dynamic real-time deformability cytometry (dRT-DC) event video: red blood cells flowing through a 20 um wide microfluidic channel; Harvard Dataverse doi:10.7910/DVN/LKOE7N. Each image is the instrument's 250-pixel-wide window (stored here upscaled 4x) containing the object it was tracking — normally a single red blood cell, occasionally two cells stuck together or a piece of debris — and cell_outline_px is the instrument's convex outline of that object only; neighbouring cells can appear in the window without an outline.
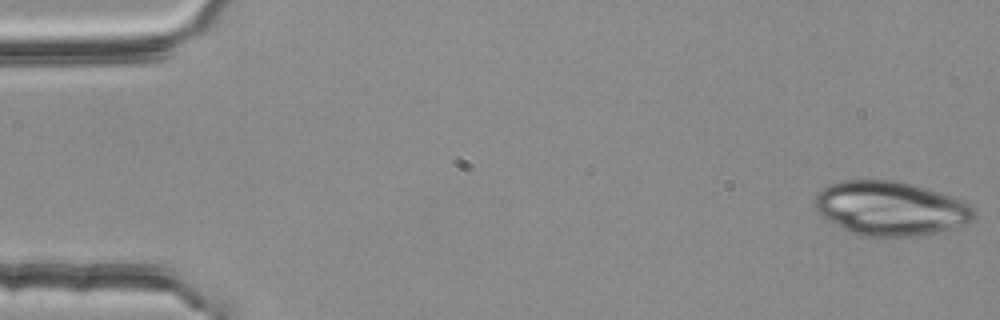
{"species": "common noctule bat (a hibernating species)", "species_latin": "Nyctalus noctula", "temperature_condition": "room temperature", "stored_images_in_passage": 53, "camera_frame_rate_fps": 3000, "um_per_image_px": 0.085, "animal": {"sex": "female", "body_mass_g": 25.1}, "frame": {"image": 1, "passage_image": 1, "time_ms": 0.0, "image_size_px": [1000, 320], "cell_outline_px": [[976, 216], [968, 224], [956, 228], [936, 232], [908, 236], [860, 236], [836, 224], [816, 212], [812, 204], [816, 196], [828, 184], [840, 180], [896, 180], [928, 188], [940, 192], [960, 200], [968, 204], [976, 212]], "centroid_in_image_um": [75.69, 17.7], "position_along_channel_um": 9.3, "area_um2": 50.23}}
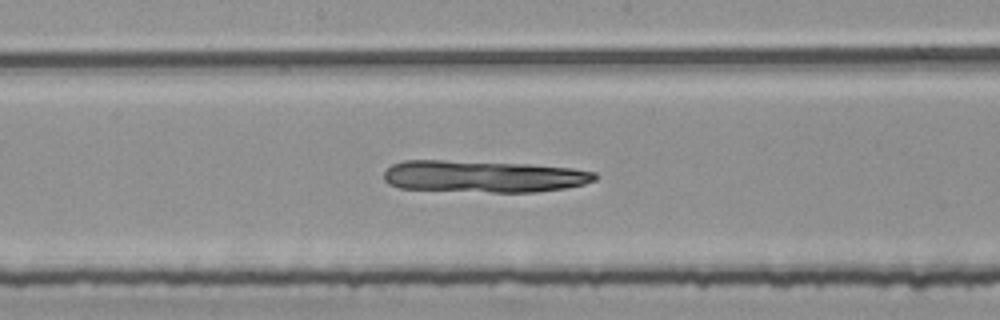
{"frame": {"image": 2, "passage_image": 28, "time_ms": 9.0, "image_size_px": [1000, 320], "cell_outline_px": [[596, 180], [584, 184], [564, 188], [536, 192], [488, 192], [400, 188], [388, 184], [384, 180], [384, 172], [392, 164], [404, 160], [444, 160], [528, 164], [572, 168], [596, 172]], "centroid_in_image_um": [41.08, 14.99], "position_along_channel_um": 207.1, "area_um2": 39.3}}
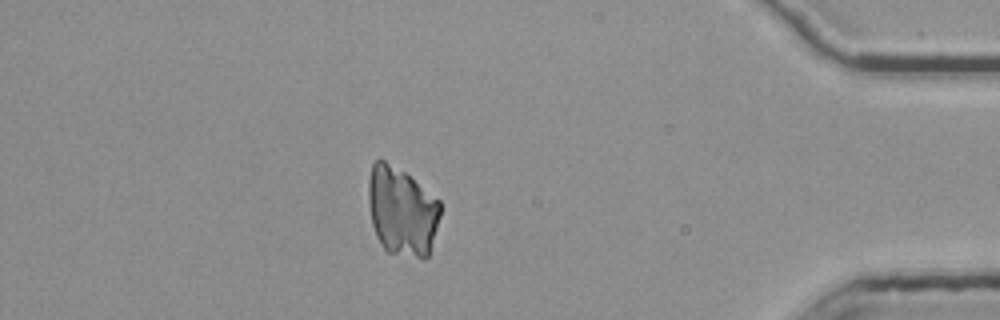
{"frame": {"image": 3, "passage_image": 47, "time_ms": 15.333, "image_size_px": [1000, 320], "cell_outline_px": [[440, 216], [428, 256], [424, 260], [388, 252], [380, 244], [376, 236], [372, 224], [368, 204], [368, 180], [372, 164], [380, 156], [404, 172], [440, 200]], "centroid_in_image_um": [34.13, 17.95], "position_along_channel_um": 401.1, "area_um2": 37.57}}